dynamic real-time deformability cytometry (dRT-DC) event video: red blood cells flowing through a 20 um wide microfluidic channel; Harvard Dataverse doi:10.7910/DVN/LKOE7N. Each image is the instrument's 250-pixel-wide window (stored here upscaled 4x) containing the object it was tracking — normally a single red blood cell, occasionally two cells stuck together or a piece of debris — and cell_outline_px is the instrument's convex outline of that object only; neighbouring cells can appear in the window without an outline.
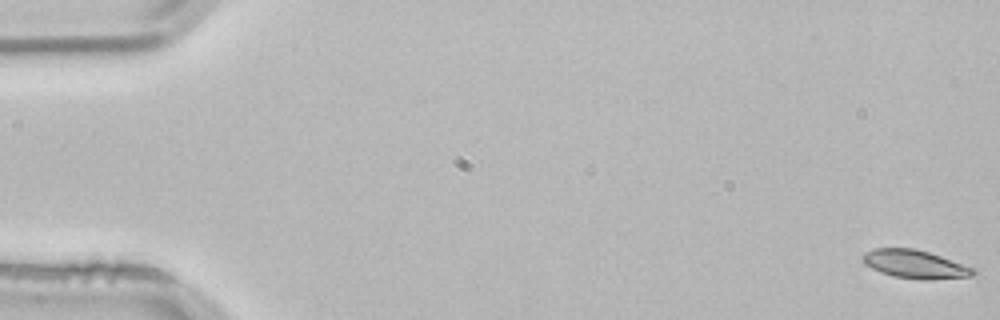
{"species": "common noctule bat (a hibernating species)", "species_latin": "Nyctalus noctula", "temperature_condition": "room temperature", "stored_images_in_passage": 54, "camera_frame_rate_fps": 3000, "um_per_image_px": 0.085, "animal": {"sex": "male", "body_mass_g": 21.5, "forearm_length_mm": 52.0}, "frame": {"image": 1, "passage_image": 1, "time_ms": 0.0, "image_size_px": [1000, 320], "cell_outline_px": [[976, 272], [972, 276], [924, 280], [920, 280], [892, 276], [880, 272], [864, 264], [860, 260], [860, 256], [864, 252], [876, 248], [912, 248], [928, 252], [940, 256], [972, 268]], "centroid_in_image_um": [77.68, 22.46], "position_along_channel_um": 7.3, "area_um2": 18.15}}
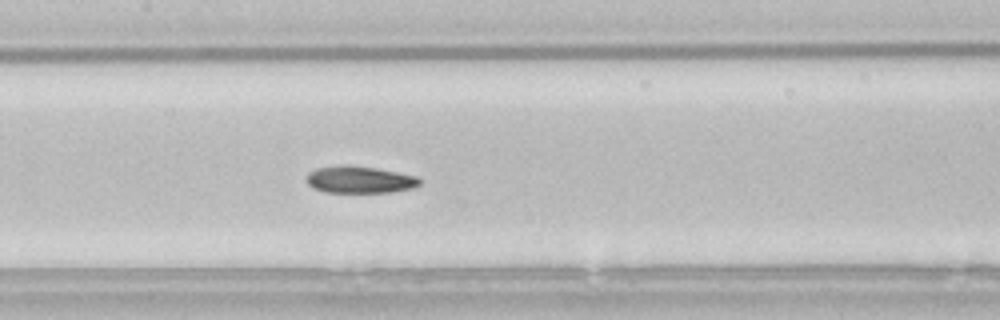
{"frame": {"image": 2, "passage_image": 26, "time_ms": 8.333, "image_size_px": [1000, 320], "cell_outline_px": [[420, 184], [416, 188], [392, 192], [324, 192], [312, 188], [308, 184], [308, 172], [316, 168], [344, 164], [348, 164], [376, 168], [416, 176], [420, 180]], "centroid_in_image_um": [30.57, 15.27], "position_along_channel_um": 176.8, "area_um2": 17.92}}
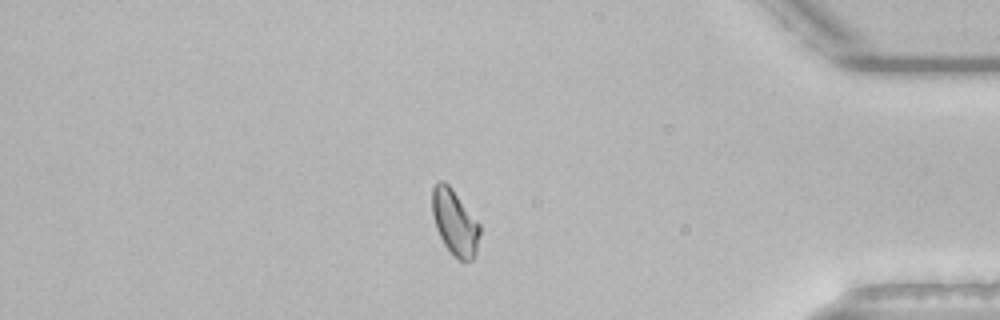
{"frame": {"image": 3, "passage_image": 46, "time_ms": 15.0, "image_size_px": [1000, 320], "cell_outline_px": [[480, 232], [476, 252], [472, 260], [460, 260], [452, 256], [444, 244], [436, 228], [432, 212], [432, 188], [440, 180], [444, 180], [452, 188], [480, 224]], "centroid_in_image_um": [38.65, 18.9], "position_along_channel_um": 396.5, "area_um2": 18.15}, "authors_computed_cell_mechanics": {"area_um2": 18.2648, "velocity_mm_per_s": 3.8118, "shape_relaxation_time_tau1_ms": 5.3831, "shape_relaxation_time_tau2_ms": 5.1947, "deformation_change_tau1": 0.1331, "deformation_change_tau2": 0.1113}}